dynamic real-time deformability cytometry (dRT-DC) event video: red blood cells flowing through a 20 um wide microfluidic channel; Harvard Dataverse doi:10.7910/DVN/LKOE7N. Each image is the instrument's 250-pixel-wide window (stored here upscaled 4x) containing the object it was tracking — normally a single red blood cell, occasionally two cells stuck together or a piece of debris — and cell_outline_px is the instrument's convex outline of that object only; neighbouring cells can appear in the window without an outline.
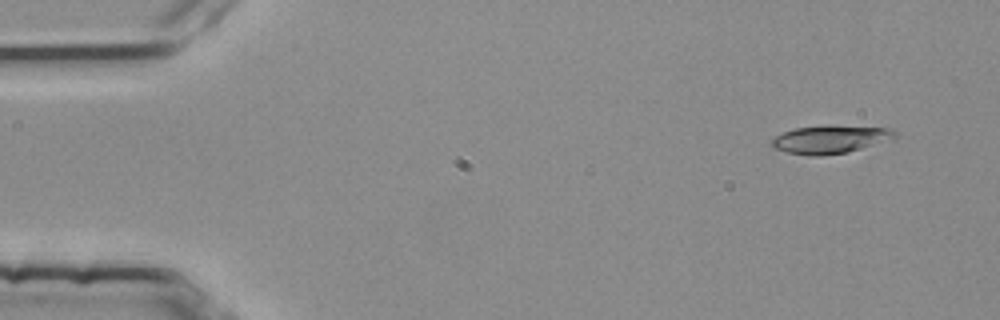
{"species": "common noctule bat (a hibernating species)", "species_latin": "Nyctalus noctula", "temperature_condition": "room temperature", "stored_images_in_passage": 4, "camera_frame_rate_fps": 3000, "um_per_image_px": 0.085, "animal": {"sex": "female", "body_mass_g": 25.1}, "frame": {"image": 1, "passage_image": 1, "time_ms": 0.0, "image_size_px": [1000, 320], "cell_outline_px": [[896, 136], [848, 152], [816, 156], [812, 156], [788, 152], [776, 148], [772, 144], [772, 140], [776, 136], [784, 132], [796, 128], [892, 128], [896, 132]], "centroid_in_image_um": [70.51, 11.89], "position_along_channel_um": 14.5, "area_um2": 18.44}}
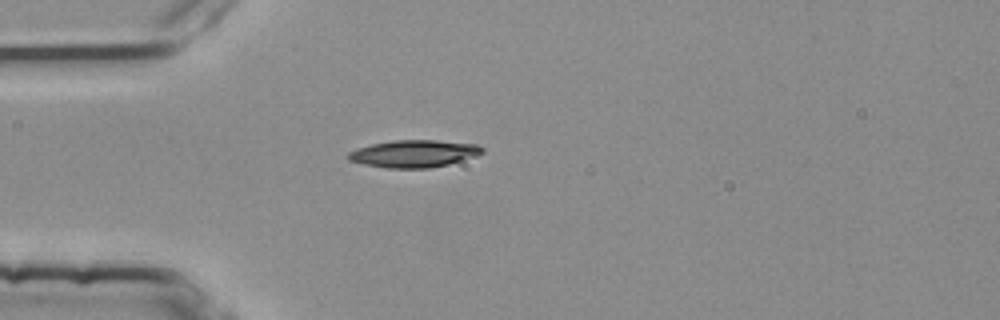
{"frame": {"image": 2, "passage_image": 4, "time_ms": 1.0, "image_size_px": [1000, 320], "cell_outline_px": [[484, 152], [476, 156], [448, 164], [428, 168], [388, 168], [364, 164], [348, 160], [344, 156], [348, 152], [356, 148], [372, 144], [392, 140], [436, 140], [476, 144], [484, 148]], "centroid_in_image_um": [35.15, 13.05], "position_along_channel_um": 49.8, "area_um2": 21.39}}